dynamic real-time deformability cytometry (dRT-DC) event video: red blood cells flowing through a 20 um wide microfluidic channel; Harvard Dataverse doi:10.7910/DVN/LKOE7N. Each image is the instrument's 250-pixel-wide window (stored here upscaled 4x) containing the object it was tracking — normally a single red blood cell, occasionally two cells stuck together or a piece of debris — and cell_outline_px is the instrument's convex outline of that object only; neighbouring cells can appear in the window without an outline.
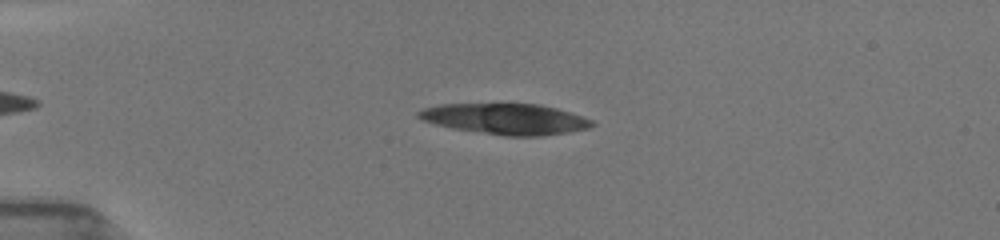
{"species": "common noctule bat (a hibernating species)", "species_latin": "Nyctalus noctula", "temperature_condition": "room temperature", "stored_images_in_passage": 25, "camera_frame_rate_fps": 3000, "um_per_image_px": 0.085, "animal": {"sex": "female", "body_mass_g": 19.5, "forearm_length_mm": 54.1}, "frame": {"image": 1, "passage_image": 19, "time_ms": 4.0, "image_size_px": [1000, 240], "cell_outline_px": [[596, 124], [588, 128], [540, 136], [504, 136], [452, 128], [436, 124], [424, 120], [416, 116], [416, 112], [424, 108], [440, 104], [540, 104], [556, 108], [592, 120]], "centroid_in_image_um": [42.94, 10.11], "position_along_channel_um": 42.1, "area_um2": 30.81}}